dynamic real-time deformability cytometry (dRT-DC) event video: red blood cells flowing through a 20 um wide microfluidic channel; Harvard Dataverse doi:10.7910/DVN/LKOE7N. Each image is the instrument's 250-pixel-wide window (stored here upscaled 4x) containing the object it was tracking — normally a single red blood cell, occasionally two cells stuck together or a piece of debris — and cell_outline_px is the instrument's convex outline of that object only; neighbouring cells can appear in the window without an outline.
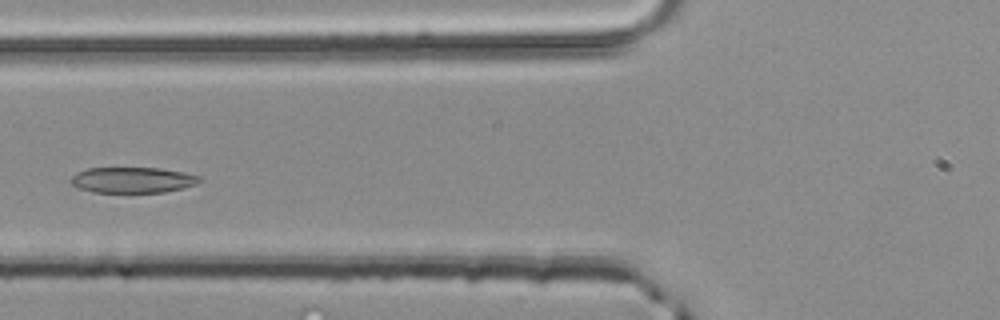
{"species": "common noctule bat (a hibernating species)", "species_latin": "Nyctalus noctula", "temperature_condition": "room temperature", "stored_images_in_passage": 3, "camera_frame_rate_fps": 3000, "um_per_image_px": 0.085, "animal": {"sex": "male", "body_mass_g": 20.4}, "frame": {"image": 1, "passage_image": 3, "time_ms": 0.667, "image_size_px": [1000, 320], "cell_outline_px": [[204, 180], [196, 184], [184, 188], [164, 192], [92, 192], [80, 188], [72, 184], [68, 180], [76, 172], [88, 168], [160, 168], [184, 172], [200, 176]], "centroid_in_image_um": [11.29, 15.29], "position_along_channel_um": 114.5, "area_um2": 19.42}}